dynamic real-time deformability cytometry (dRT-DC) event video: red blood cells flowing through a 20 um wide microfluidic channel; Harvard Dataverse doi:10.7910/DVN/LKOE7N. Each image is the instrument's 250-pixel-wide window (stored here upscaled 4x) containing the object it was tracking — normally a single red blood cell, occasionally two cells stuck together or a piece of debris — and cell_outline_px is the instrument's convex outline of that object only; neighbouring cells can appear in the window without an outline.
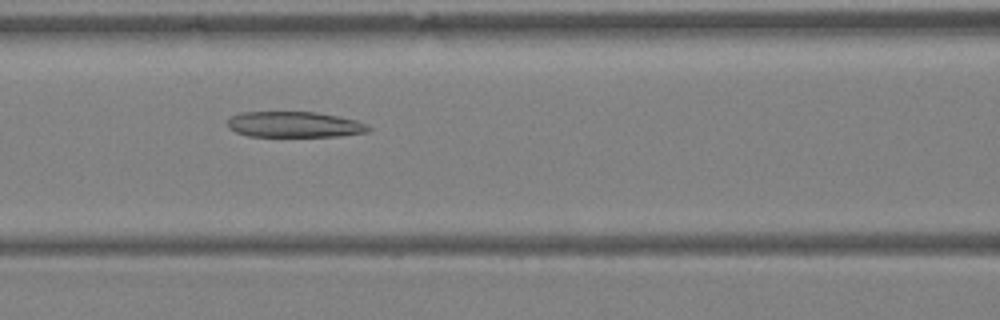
{"species": "Egyptian fruit bat (a non-hibernating species)", "species_latin": "Rousettus aegyptiacus", "temperature_condition": "warm", "stored_images_in_passage": 22, "camera_frame_rate_fps": 3000, "um_per_image_px": 0.085, "animal": {"sex": "female"}, "frame": {"image": 1, "passage_image": 6, "time_ms": 1.667, "image_size_px": [1000, 320], "cell_outline_px": [[372, 128], [368, 132], [340, 136], [248, 136], [236, 132], [228, 124], [228, 116], [240, 112], [316, 112], [356, 120], [368, 124]], "centroid_in_image_um": [25.04, 10.58], "position_along_channel_um": 141.6, "area_um2": 21.15}}
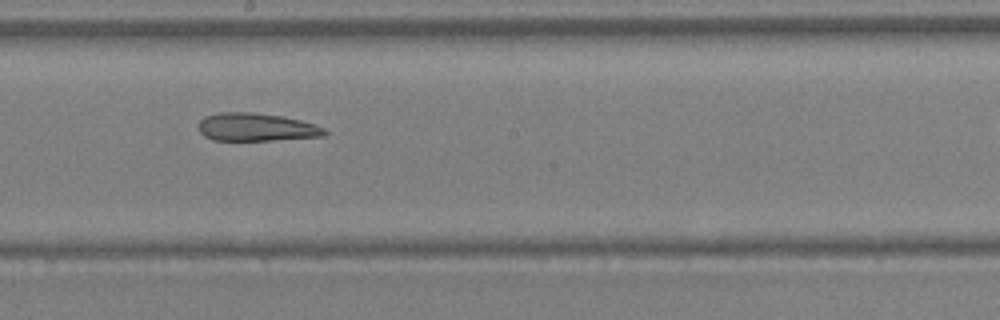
{"frame": {"image": 2, "passage_image": 11, "time_ms": 3.333, "image_size_px": [1000, 320], "cell_outline_px": [[328, 132], [324, 136], [272, 140], [212, 140], [204, 136], [200, 132], [200, 120], [204, 116], [220, 112], [252, 112], [284, 116], [300, 120], [324, 128]], "centroid_in_image_um": [21.77, 10.8], "position_along_channel_um": 226.4, "area_um2": 20.52}}
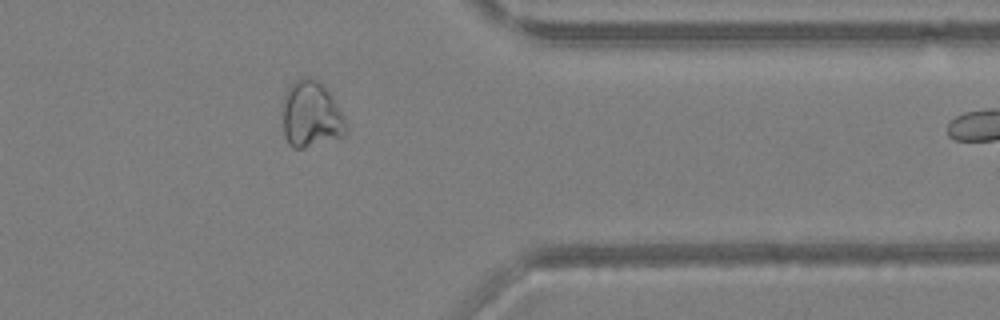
{"frame": {"image": 3, "passage_image": 21, "time_ms": 6.667, "image_size_px": [1000, 320], "cell_outline_px": [[348, 128], [344, 136], [304, 148], [292, 148], [288, 144], [284, 136], [280, 112], [280, 108], [284, 96], [288, 88], [296, 80], [304, 76], [308, 76], [320, 80], [324, 84], [332, 96], [344, 116], [348, 124]], "centroid_in_image_um": [26.41, 9.72], "position_along_channel_um": 385.0, "area_um2": 25.37}}